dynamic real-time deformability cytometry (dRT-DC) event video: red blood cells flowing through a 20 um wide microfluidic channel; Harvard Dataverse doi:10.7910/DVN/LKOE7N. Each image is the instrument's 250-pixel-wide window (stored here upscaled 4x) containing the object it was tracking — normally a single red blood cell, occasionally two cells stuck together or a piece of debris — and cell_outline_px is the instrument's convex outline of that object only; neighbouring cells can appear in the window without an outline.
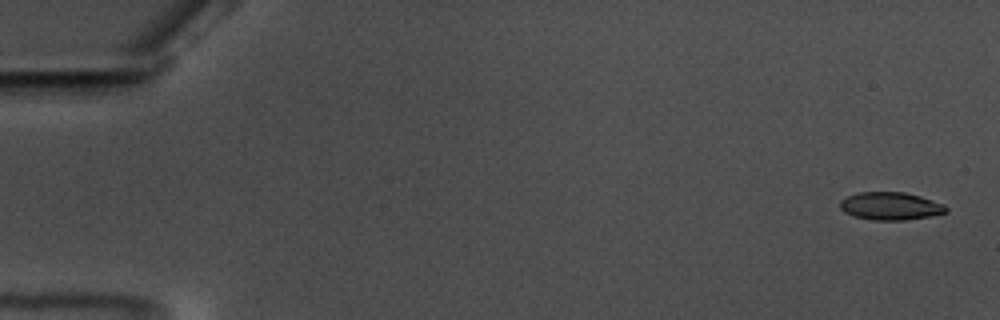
{"species": "common noctule bat (a hibernating species)", "species_latin": "Nyctalus noctula", "temperature_condition": "warm", "stored_images_in_passage": 58, "camera_frame_rate_fps": 3000, "um_per_image_px": 0.085, "animal": {"sex": "male", "body_mass_g": 17.5, "forearm_length_mm": 52.3}, "frame": {"image": 1, "passage_image": 1, "time_ms": 0.0, "image_size_px": [1000, 320], "cell_outline_px": [[948, 212], [928, 216], [904, 220], [872, 220], [852, 216], [844, 212], [840, 208], [840, 200], [848, 196], [860, 192], [904, 192], [920, 196], [944, 204], [948, 208]], "centroid_in_image_um": [75.68, 17.52], "position_along_channel_um": 9.3, "area_um2": 17.17}}
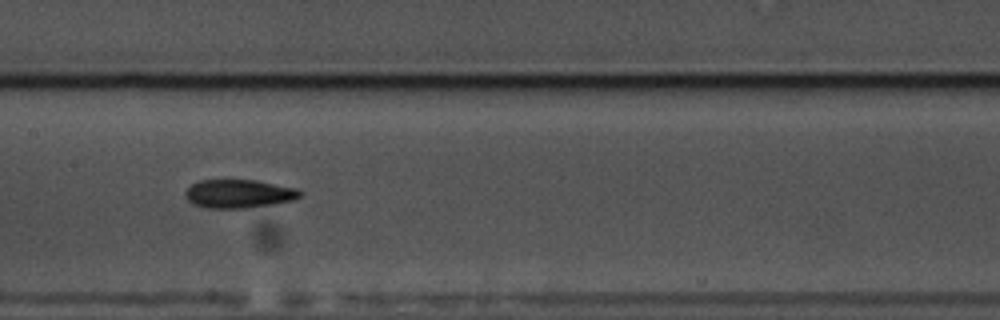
{"frame": {"image": 2, "passage_image": 29, "time_ms": 9.333, "image_size_px": [1000, 320], "cell_outline_px": [[304, 192], [300, 196], [292, 200], [276, 204], [244, 208], [204, 208], [192, 204], [184, 196], [184, 192], [192, 184], [200, 180], [256, 180], [296, 188]], "centroid_in_image_um": [20.28, 16.47], "position_along_channel_um": 187.1, "area_um2": 19.19}}
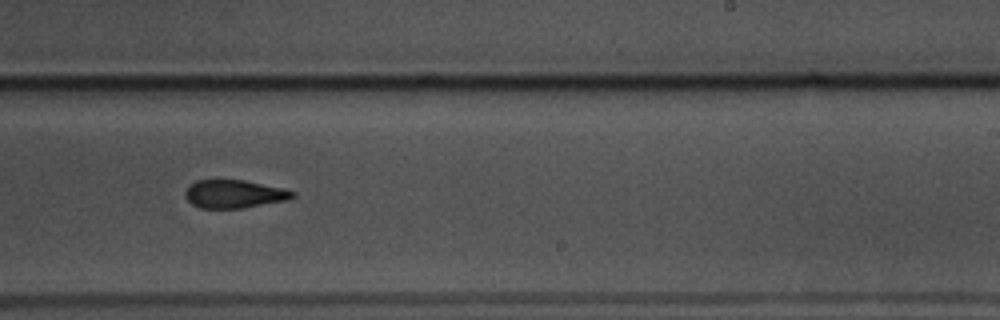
{"frame": {"image": 3, "passage_image": 36, "time_ms": 11.667, "image_size_px": [1000, 320], "cell_outline_px": [[296, 196], [288, 200], [244, 208], [200, 208], [192, 204], [184, 196], [184, 192], [188, 184], [196, 180], [244, 180], [284, 188], [296, 192]], "centroid_in_image_um": [19.91, 16.49], "position_along_channel_um": 269.1, "area_um2": 17.86}, "authors_computed_cell_mechanics": {"area_um2": 18.0047, "velocity_mm_per_s": 3.5244, "shape_relaxation_time_tau1_ms": 9.0457, "shape_relaxation_time_tau2_ms": 5.473, "deformation_change_tau1": 0.2232, "deformation_change_tau2": 0.1371}}